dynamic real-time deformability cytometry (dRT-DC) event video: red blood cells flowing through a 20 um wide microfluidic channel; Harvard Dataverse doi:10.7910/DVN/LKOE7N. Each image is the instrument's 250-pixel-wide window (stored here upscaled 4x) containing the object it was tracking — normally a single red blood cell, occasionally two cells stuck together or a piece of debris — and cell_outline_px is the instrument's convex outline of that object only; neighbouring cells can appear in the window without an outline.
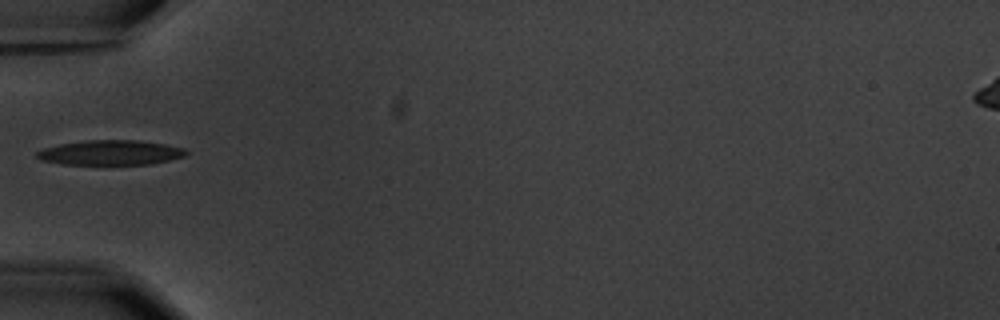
{"species": "common noctule bat (a hibernating species)", "species_latin": "Nyctalus noctula", "temperature_condition": "warm", "stored_images_in_passage": 3, "camera_frame_rate_fps": 3000, "um_per_image_px": 0.085, "animal": {"sex": "male", "body_mass_g": 20.1, "forearm_length_mm": 53.5}, "frame": {"image": 1, "passage_image": 1, "time_ms": 0.0, "image_size_px": [1000, 320], "cell_outline_px": [[188, 152], [184, 156], [152, 164], [60, 164], [44, 160], [36, 156], [36, 152], [44, 148], [60, 144], [84, 140], [136, 140], [164, 144], [184, 148]], "centroid_in_image_um": [9.39, 12.97], "position_along_channel_um": 75.6, "area_um2": 21.39}}
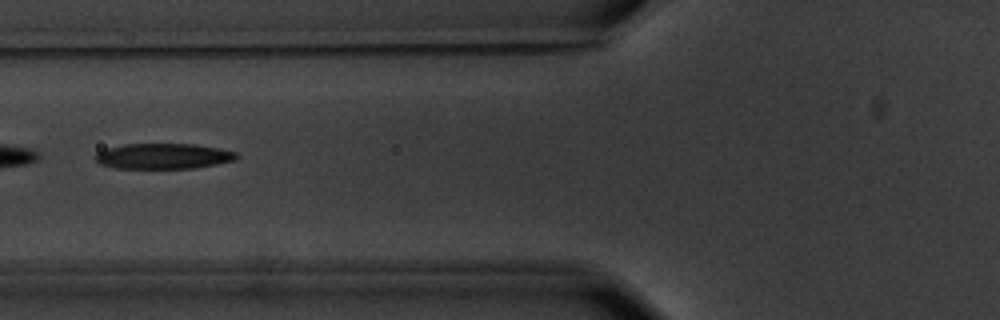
{"frame": {"image": 2, "passage_image": 2, "time_ms": 1.0, "image_size_px": [1000, 320], "cell_outline_px": [[240, 156], [236, 160], [196, 168], [116, 168], [100, 164], [92, 156], [96, 152], [108, 148], [124, 144], [196, 144], [236, 152]], "centroid_in_image_um": [13.87, 13.27], "position_along_channel_um": 111.9, "area_um2": 21.04}}